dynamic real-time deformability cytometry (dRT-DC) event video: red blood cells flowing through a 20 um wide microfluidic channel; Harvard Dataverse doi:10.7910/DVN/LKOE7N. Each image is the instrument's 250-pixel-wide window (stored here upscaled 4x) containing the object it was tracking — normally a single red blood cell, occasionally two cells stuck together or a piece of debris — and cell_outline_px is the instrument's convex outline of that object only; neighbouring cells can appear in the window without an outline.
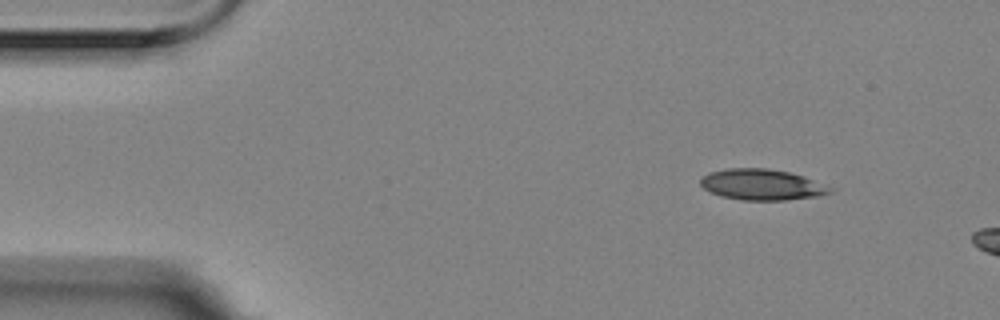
{"species": "Egyptian fruit bat (a non-hibernating species)", "species_latin": "Rousettus aegyptiacus", "temperature_condition": "room temperature", "stored_images_in_passage": 4, "camera_frame_rate_fps": 3000, "um_per_image_px": 0.085, "animal": {"sex": "female"}, "frame": {"image": 1, "passage_image": 1, "time_ms": 0.0, "image_size_px": [1000, 320], "cell_outline_px": [[836, 188], [832, 192], [820, 196], [784, 200], [744, 200], [720, 196], [704, 188], [700, 184], [700, 180], [708, 172], [728, 168], [768, 168], [788, 172], [804, 176]], "centroid_in_image_um": [64.81, 15.69], "position_along_channel_um": 20.2, "area_um2": 23.47}}